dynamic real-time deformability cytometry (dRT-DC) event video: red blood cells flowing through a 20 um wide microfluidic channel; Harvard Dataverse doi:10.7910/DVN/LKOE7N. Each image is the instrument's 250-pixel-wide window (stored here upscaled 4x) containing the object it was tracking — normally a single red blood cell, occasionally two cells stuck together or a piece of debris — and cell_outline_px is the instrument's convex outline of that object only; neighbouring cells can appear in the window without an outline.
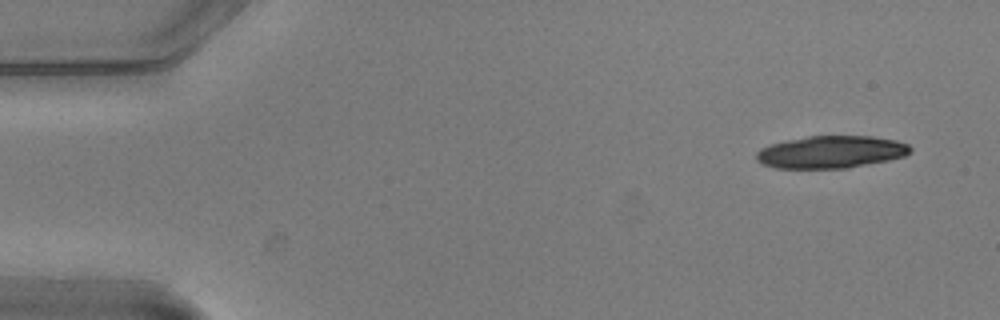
{"species": "common noctule bat (a hibernating species)", "species_latin": "Nyctalus noctula", "temperature_condition": "warm", "stored_images_in_passage": 8, "camera_frame_rate_fps": 3000, "um_per_image_px": 0.085, "animal": {"sex": "male", "body_mass_g": 20.5, "forearm_length_mm": 52.5}, "frame": {"image": 1, "passage_image": 1, "time_ms": 0.0, "image_size_px": [1000, 320], "cell_outline_px": [[912, 152], [904, 156], [888, 160], [848, 168], [776, 168], [760, 164], [756, 160], [756, 152], [760, 148], [772, 144], [788, 140], [808, 136], [872, 136], [896, 140], [908, 144], [912, 148]], "centroid_in_image_um": [70.64, 12.92], "position_along_channel_um": 14.4, "area_um2": 29.13}}
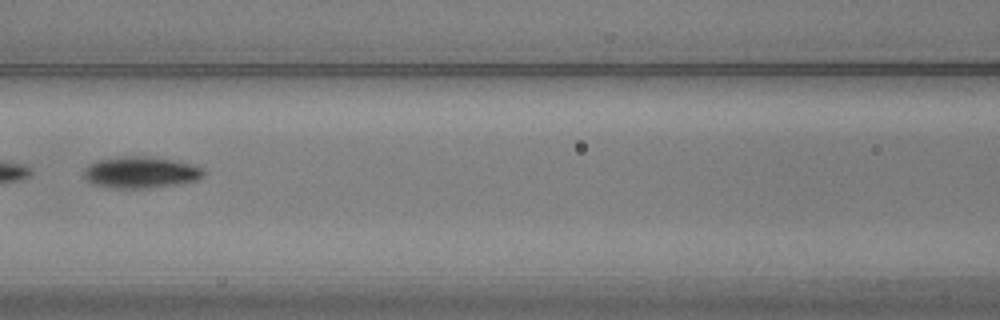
{"frame": {"image": 2, "passage_image": 7, "time_ms": 2.0, "image_size_px": [1000, 320], "cell_outline_px": [[204, 176], [196, 180], [176, 184], [148, 188], [108, 188], [92, 184], [84, 180], [84, 168], [88, 164], [100, 160], [124, 156], [144, 156], [172, 160], [188, 164], [200, 168], [204, 172]], "centroid_in_image_um": [11.88, 14.67], "position_along_channel_um": 154.7, "area_um2": 21.79}}
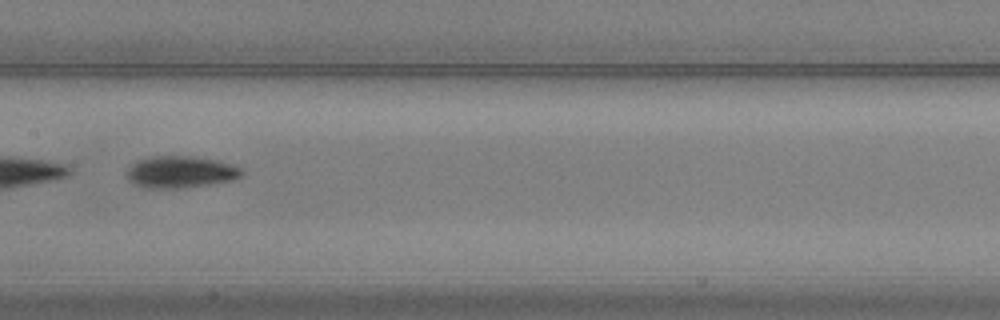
{"frame": {"image": 3, "passage_image": 8, "time_ms": 2.333, "image_size_px": [1000, 320], "cell_outline_px": [[244, 172], [240, 176], [232, 180], [208, 184], [180, 188], [144, 188], [128, 180], [128, 168], [136, 160], [148, 156], [196, 156], [216, 160], [232, 164], [240, 168]], "centroid_in_image_um": [15.33, 14.6], "position_along_channel_um": 192.1, "area_um2": 21.33}}